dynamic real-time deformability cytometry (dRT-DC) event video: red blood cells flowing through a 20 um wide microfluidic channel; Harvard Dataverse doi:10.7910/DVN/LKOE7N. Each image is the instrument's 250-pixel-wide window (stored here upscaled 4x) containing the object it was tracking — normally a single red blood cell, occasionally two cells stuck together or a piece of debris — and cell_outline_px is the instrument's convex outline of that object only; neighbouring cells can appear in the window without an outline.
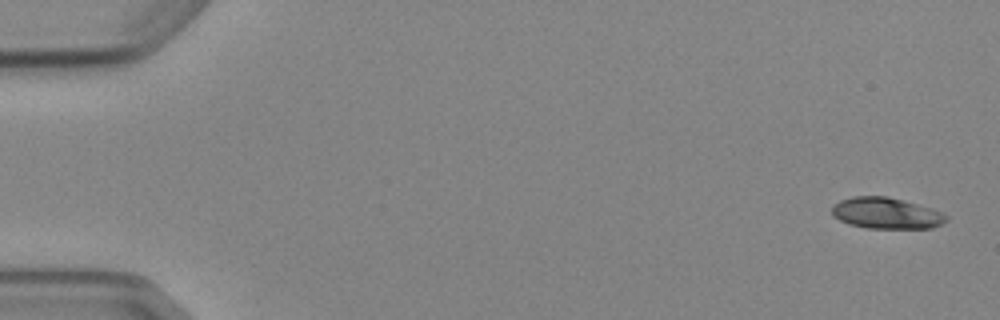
{"species": "Egyptian fruit bat (a non-hibernating species)", "species_latin": "Rousettus aegyptiacus", "temperature_condition": "cold", "stored_images_in_passage": 5, "camera_frame_rate_fps": 3000, "um_per_image_px": 0.085, "animal": {"sex": "female"}, "frame": {"image": 1, "passage_image": 1, "time_ms": 0.0, "image_size_px": [1000, 320], "cell_outline_px": [[948, 220], [932, 228], [868, 228], [848, 224], [832, 216], [832, 208], [840, 200], [852, 196], [888, 196], [904, 200], [932, 208], [944, 212], [948, 216]], "centroid_in_image_um": [75.36, 18.12], "position_along_channel_um": 9.6, "area_um2": 20.92}}